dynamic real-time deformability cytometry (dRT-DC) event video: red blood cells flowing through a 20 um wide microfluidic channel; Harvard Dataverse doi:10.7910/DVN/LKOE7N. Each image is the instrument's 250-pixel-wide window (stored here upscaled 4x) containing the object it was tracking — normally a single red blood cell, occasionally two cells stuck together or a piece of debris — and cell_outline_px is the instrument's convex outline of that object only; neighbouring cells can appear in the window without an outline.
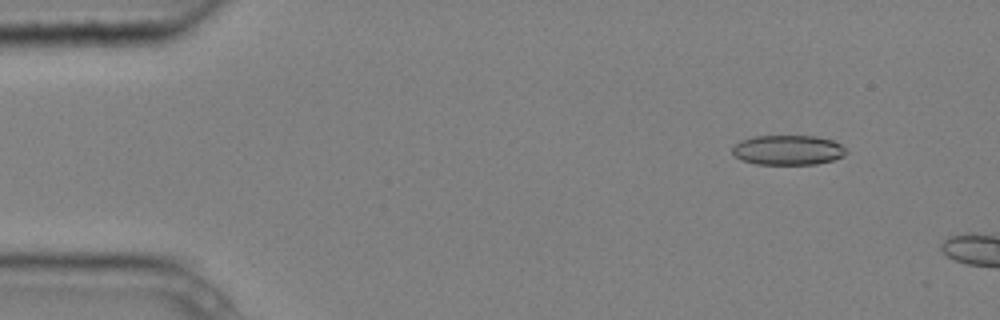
{"species": "common noctule bat (a hibernating species)", "species_latin": "Nyctalus noctula", "temperature_condition": "cold", "stored_images_in_passage": 2, "camera_frame_rate_fps": 3000, "um_per_image_px": 0.085, "animal": {"sex": "male", "body_mass_g": 20.4}, "frame": {"image": 1, "passage_image": 1, "time_ms": 0.0, "image_size_px": [1000, 320], "cell_outline_px": [[848, 152], [844, 156], [832, 160], [816, 164], [756, 164], [740, 160], [732, 152], [732, 148], [740, 140], [752, 136], [816, 136], [832, 140], [840, 144]], "centroid_in_image_um": [66.96, 12.75], "position_along_channel_um": 18.0, "area_um2": 19.83}}